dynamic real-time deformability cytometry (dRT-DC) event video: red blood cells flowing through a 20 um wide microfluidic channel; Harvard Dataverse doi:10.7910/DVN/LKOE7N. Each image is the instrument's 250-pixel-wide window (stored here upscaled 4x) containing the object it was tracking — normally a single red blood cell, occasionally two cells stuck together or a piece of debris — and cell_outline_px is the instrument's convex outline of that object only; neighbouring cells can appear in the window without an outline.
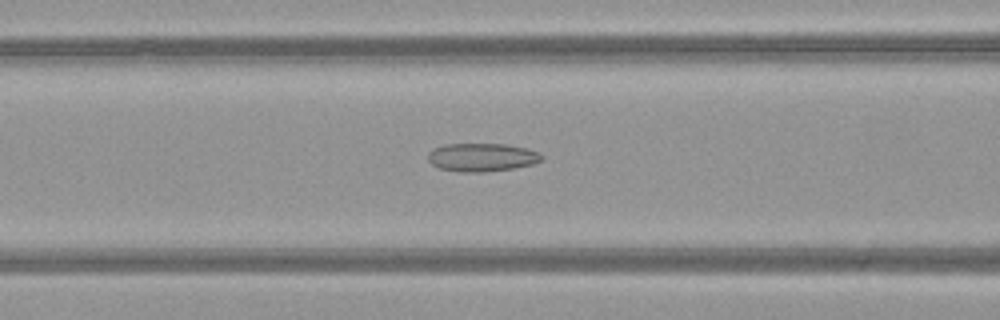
{"species": "common noctule bat (a hibernating species)", "species_latin": "Nyctalus noctula", "temperature_condition": "warm", "stored_images_in_passage": 47, "camera_frame_rate_fps": 3000, "um_per_image_px": 0.085, "animal": {"sex": "female", "body_mass_g": 21.9}, "frame": {"image": 1, "passage_image": 18, "time_ms": 5.667, "image_size_px": [1000, 320], "cell_outline_px": [[544, 160], [532, 164], [512, 168], [484, 172], [460, 172], [440, 168], [432, 164], [428, 160], [428, 152], [432, 148], [444, 144], [508, 144], [528, 148], [540, 152], [544, 156]], "centroid_in_image_um": [40.98, 13.36], "position_along_channel_um": 125.6, "area_um2": 18.96}}
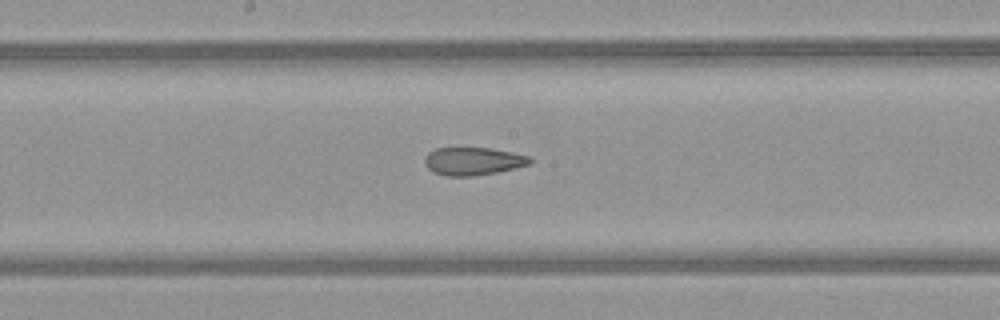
{"frame": {"image": 2, "passage_image": 24, "time_ms": 7.667, "image_size_px": [1000, 320], "cell_outline_px": [[532, 160], [528, 164], [496, 172], [472, 176], [448, 176], [432, 172], [424, 164], [424, 156], [428, 152], [436, 148], [492, 148], [532, 156]], "centroid_in_image_um": [40.17, 13.69], "position_along_channel_um": 208.0, "area_um2": 17.11}}
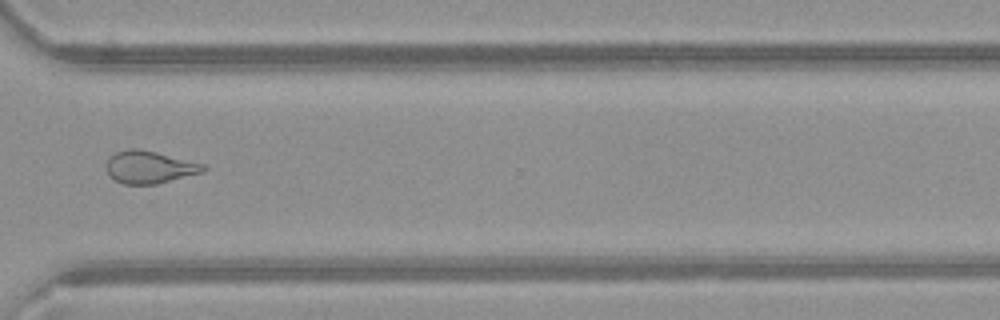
{"frame": {"image": 3, "passage_image": 35, "time_ms": 11.333, "image_size_px": [1000, 320], "cell_outline_px": [[208, 168], [204, 172], [156, 184], [124, 184], [108, 176], [108, 156], [116, 152], [128, 148], [140, 148], [204, 164]], "centroid_in_image_um": [12.71, 14.2], "position_along_channel_um": 357.9, "area_um2": 18.32}, "authors_computed_cell_mechanics": {"area_um2": 19.5364, "velocity_mm_per_s": 4.1076, "shape_relaxation_time_tau1_ms": null, "shape_relaxation_time_tau2_ms": 1.6359, "deformation_change_tau1": null, "deformation_change_tau2": 0.0954}}